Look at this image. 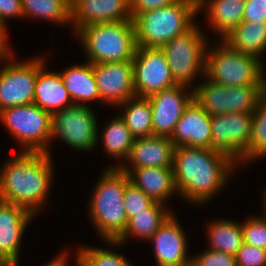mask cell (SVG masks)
<instances>
[{
  "label": "cell",
  "instance_id": "39",
  "mask_svg": "<svg viewBox=\"0 0 266 266\" xmlns=\"http://www.w3.org/2000/svg\"><path fill=\"white\" fill-rule=\"evenodd\" d=\"M23 17L21 0H0V20L6 24L8 18Z\"/></svg>",
  "mask_w": 266,
  "mask_h": 266
},
{
  "label": "cell",
  "instance_id": "30",
  "mask_svg": "<svg viewBox=\"0 0 266 266\" xmlns=\"http://www.w3.org/2000/svg\"><path fill=\"white\" fill-rule=\"evenodd\" d=\"M23 17H37L57 24H71L69 0H21Z\"/></svg>",
  "mask_w": 266,
  "mask_h": 266
},
{
  "label": "cell",
  "instance_id": "5",
  "mask_svg": "<svg viewBox=\"0 0 266 266\" xmlns=\"http://www.w3.org/2000/svg\"><path fill=\"white\" fill-rule=\"evenodd\" d=\"M75 34L92 64L132 61L138 47L133 21L95 23Z\"/></svg>",
  "mask_w": 266,
  "mask_h": 266
},
{
  "label": "cell",
  "instance_id": "34",
  "mask_svg": "<svg viewBox=\"0 0 266 266\" xmlns=\"http://www.w3.org/2000/svg\"><path fill=\"white\" fill-rule=\"evenodd\" d=\"M154 200L140 188L129 182L124 192V207L128 221L140 212H144Z\"/></svg>",
  "mask_w": 266,
  "mask_h": 266
},
{
  "label": "cell",
  "instance_id": "23",
  "mask_svg": "<svg viewBox=\"0 0 266 266\" xmlns=\"http://www.w3.org/2000/svg\"><path fill=\"white\" fill-rule=\"evenodd\" d=\"M245 3L246 0H198V12L208 8L209 25L222 40L243 22Z\"/></svg>",
  "mask_w": 266,
  "mask_h": 266
},
{
  "label": "cell",
  "instance_id": "29",
  "mask_svg": "<svg viewBox=\"0 0 266 266\" xmlns=\"http://www.w3.org/2000/svg\"><path fill=\"white\" fill-rule=\"evenodd\" d=\"M134 137L120 117L110 120L102 132L104 151L114 159L126 160L132 147Z\"/></svg>",
  "mask_w": 266,
  "mask_h": 266
},
{
  "label": "cell",
  "instance_id": "4",
  "mask_svg": "<svg viewBox=\"0 0 266 266\" xmlns=\"http://www.w3.org/2000/svg\"><path fill=\"white\" fill-rule=\"evenodd\" d=\"M197 13L198 0H180L139 15H131L137 46L161 48L191 30L196 25L194 18Z\"/></svg>",
  "mask_w": 266,
  "mask_h": 266
},
{
  "label": "cell",
  "instance_id": "11",
  "mask_svg": "<svg viewBox=\"0 0 266 266\" xmlns=\"http://www.w3.org/2000/svg\"><path fill=\"white\" fill-rule=\"evenodd\" d=\"M13 59L14 55L6 58L9 62L0 69V111L34 103L38 69L45 64L43 57L25 62Z\"/></svg>",
  "mask_w": 266,
  "mask_h": 266
},
{
  "label": "cell",
  "instance_id": "1",
  "mask_svg": "<svg viewBox=\"0 0 266 266\" xmlns=\"http://www.w3.org/2000/svg\"><path fill=\"white\" fill-rule=\"evenodd\" d=\"M236 166L231 157L211 148L176 147L172 169L177 192L187 202H209L228 184Z\"/></svg>",
  "mask_w": 266,
  "mask_h": 266
},
{
  "label": "cell",
  "instance_id": "19",
  "mask_svg": "<svg viewBox=\"0 0 266 266\" xmlns=\"http://www.w3.org/2000/svg\"><path fill=\"white\" fill-rule=\"evenodd\" d=\"M34 216L24 207L0 201V260L18 265L22 234Z\"/></svg>",
  "mask_w": 266,
  "mask_h": 266
},
{
  "label": "cell",
  "instance_id": "42",
  "mask_svg": "<svg viewBox=\"0 0 266 266\" xmlns=\"http://www.w3.org/2000/svg\"><path fill=\"white\" fill-rule=\"evenodd\" d=\"M0 266H18V265L9 261L0 260Z\"/></svg>",
  "mask_w": 266,
  "mask_h": 266
},
{
  "label": "cell",
  "instance_id": "25",
  "mask_svg": "<svg viewBox=\"0 0 266 266\" xmlns=\"http://www.w3.org/2000/svg\"><path fill=\"white\" fill-rule=\"evenodd\" d=\"M60 75L74 105H87L85 102L93 100L101 101L91 62L73 65L61 71Z\"/></svg>",
  "mask_w": 266,
  "mask_h": 266
},
{
  "label": "cell",
  "instance_id": "2",
  "mask_svg": "<svg viewBox=\"0 0 266 266\" xmlns=\"http://www.w3.org/2000/svg\"><path fill=\"white\" fill-rule=\"evenodd\" d=\"M0 171V201L26 208L34 215L44 206L51 181V154L20 152Z\"/></svg>",
  "mask_w": 266,
  "mask_h": 266
},
{
  "label": "cell",
  "instance_id": "24",
  "mask_svg": "<svg viewBox=\"0 0 266 266\" xmlns=\"http://www.w3.org/2000/svg\"><path fill=\"white\" fill-rule=\"evenodd\" d=\"M164 203L154 201L144 212H140L128 221V225L124 233L116 241H105L108 245L118 246L132 237L141 238L145 241L157 232L160 226L173 213L167 207H163Z\"/></svg>",
  "mask_w": 266,
  "mask_h": 266
},
{
  "label": "cell",
  "instance_id": "18",
  "mask_svg": "<svg viewBox=\"0 0 266 266\" xmlns=\"http://www.w3.org/2000/svg\"><path fill=\"white\" fill-rule=\"evenodd\" d=\"M179 146L211 148V116L193 98L169 137Z\"/></svg>",
  "mask_w": 266,
  "mask_h": 266
},
{
  "label": "cell",
  "instance_id": "40",
  "mask_svg": "<svg viewBox=\"0 0 266 266\" xmlns=\"http://www.w3.org/2000/svg\"><path fill=\"white\" fill-rule=\"evenodd\" d=\"M6 24H4L1 20H0V61H3L1 63H4V61L6 60V58H8L9 56H13V52H11L10 50V46H8L9 44L7 43V38H6ZM11 52V53H10Z\"/></svg>",
  "mask_w": 266,
  "mask_h": 266
},
{
  "label": "cell",
  "instance_id": "15",
  "mask_svg": "<svg viewBox=\"0 0 266 266\" xmlns=\"http://www.w3.org/2000/svg\"><path fill=\"white\" fill-rule=\"evenodd\" d=\"M187 86L175 85L148 98L152 110L153 135L170 137L181 118L185 107L194 98V90Z\"/></svg>",
  "mask_w": 266,
  "mask_h": 266
},
{
  "label": "cell",
  "instance_id": "41",
  "mask_svg": "<svg viewBox=\"0 0 266 266\" xmlns=\"http://www.w3.org/2000/svg\"><path fill=\"white\" fill-rule=\"evenodd\" d=\"M65 252H62L61 255H58L55 259L52 261H49L48 264L44 266H68V254Z\"/></svg>",
  "mask_w": 266,
  "mask_h": 266
},
{
  "label": "cell",
  "instance_id": "8",
  "mask_svg": "<svg viewBox=\"0 0 266 266\" xmlns=\"http://www.w3.org/2000/svg\"><path fill=\"white\" fill-rule=\"evenodd\" d=\"M195 25L184 35L178 36L166 44L163 50L172 77L177 85L191 86L193 79L205 76L207 39ZM199 73V74H198ZM192 81V82H191Z\"/></svg>",
  "mask_w": 266,
  "mask_h": 266
},
{
  "label": "cell",
  "instance_id": "36",
  "mask_svg": "<svg viewBox=\"0 0 266 266\" xmlns=\"http://www.w3.org/2000/svg\"><path fill=\"white\" fill-rule=\"evenodd\" d=\"M192 258L193 266H237L234 255L208 249Z\"/></svg>",
  "mask_w": 266,
  "mask_h": 266
},
{
  "label": "cell",
  "instance_id": "21",
  "mask_svg": "<svg viewBox=\"0 0 266 266\" xmlns=\"http://www.w3.org/2000/svg\"><path fill=\"white\" fill-rule=\"evenodd\" d=\"M120 170L127 173L130 182L154 201L164 203L172 194L177 192L172 167H142Z\"/></svg>",
  "mask_w": 266,
  "mask_h": 266
},
{
  "label": "cell",
  "instance_id": "13",
  "mask_svg": "<svg viewBox=\"0 0 266 266\" xmlns=\"http://www.w3.org/2000/svg\"><path fill=\"white\" fill-rule=\"evenodd\" d=\"M252 113L211 116V149L231 157L237 164L248 151Z\"/></svg>",
  "mask_w": 266,
  "mask_h": 266
},
{
  "label": "cell",
  "instance_id": "16",
  "mask_svg": "<svg viewBox=\"0 0 266 266\" xmlns=\"http://www.w3.org/2000/svg\"><path fill=\"white\" fill-rule=\"evenodd\" d=\"M132 21L130 0H74L71 23L74 33L95 23Z\"/></svg>",
  "mask_w": 266,
  "mask_h": 266
},
{
  "label": "cell",
  "instance_id": "22",
  "mask_svg": "<svg viewBox=\"0 0 266 266\" xmlns=\"http://www.w3.org/2000/svg\"><path fill=\"white\" fill-rule=\"evenodd\" d=\"M43 64L37 73L34 103L50 114L74 105L60 72H48Z\"/></svg>",
  "mask_w": 266,
  "mask_h": 266
},
{
  "label": "cell",
  "instance_id": "17",
  "mask_svg": "<svg viewBox=\"0 0 266 266\" xmlns=\"http://www.w3.org/2000/svg\"><path fill=\"white\" fill-rule=\"evenodd\" d=\"M174 215L172 213L149 239L154 245L157 266H188L192 264V257L187 256L185 232Z\"/></svg>",
  "mask_w": 266,
  "mask_h": 266
},
{
  "label": "cell",
  "instance_id": "10",
  "mask_svg": "<svg viewBox=\"0 0 266 266\" xmlns=\"http://www.w3.org/2000/svg\"><path fill=\"white\" fill-rule=\"evenodd\" d=\"M96 116L88 105H73L51 114L50 142L61 138L73 149L90 151L99 140Z\"/></svg>",
  "mask_w": 266,
  "mask_h": 266
},
{
  "label": "cell",
  "instance_id": "6",
  "mask_svg": "<svg viewBox=\"0 0 266 266\" xmlns=\"http://www.w3.org/2000/svg\"><path fill=\"white\" fill-rule=\"evenodd\" d=\"M220 45L207 48L205 76L209 80L225 86H266L264 63L261 60L237 52L224 41ZM209 49V50H208Z\"/></svg>",
  "mask_w": 266,
  "mask_h": 266
},
{
  "label": "cell",
  "instance_id": "12",
  "mask_svg": "<svg viewBox=\"0 0 266 266\" xmlns=\"http://www.w3.org/2000/svg\"><path fill=\"white\" fill-rule=\"evenodd\" d=\"M132 64L136 96L149 97L177 85L161 48L137 47Z\"/></svg>",
  "mask_w": 266,
  "mask_h": 266
},
{
  "label": "cell",
  "instance_id": "26",
  "mask_svg": "<svg viewBox=\"0 0 266 266\" xmlns=\"http://www.w3.org/2000/svg\"><path fill=\"white\" fill-rule=\"evenodd\" d=\"M222 41L237 52L261 60L260 57L266 50V22H242Z\"/></svg>",
  "mask_w": 266,
  "mask_h": 266
},
{
  "label": "cell",
  "instance_id": "9",
  "mask_svg": "<svg viewBox=\"0 0 266 266\" xmlns=\"http://www.w3.org/2000/svg\"><path fill=\"white\" fill-rule=\"evenodd\" d=\"M196 87V88H195ZM194 99L210 115L253 113L266 86H225L207 81L194 88Z\"/></svg>",
  "mask_w": 266,
  "mask_h": 266
},
{
  "label": "cell",
  "instance_id": "43",
  "mask_svg": "<svg viewBox=\"0 0 266 266\" xmlns=\"http://www.w3.org/2000/svg\"><path fill=\"white\" fill-rule=\"evenodd\" d=\"M263 195H264V204H263L264 208L263 209L265 210V211L263 210V212L266 213V191H265V193Z\"/></svg>",
  "mask_w": 266,
  "mask_h": 266
},
{
  "label": "cell",
  "instance_id": "33",
  "mask_svg": "<svg viewBox=\"0 0 266 266\" xmlns=\"http://www.w3.org/2000/svg\"><path fill=\"white\" fill-rule=\"evenodd\" d=\"M260 217H249L241 223L244 243L266 250V213Z\"/></svg>",
  "mask_w": 266,
  "mask_h": 266
},
{
  "label": "cell",
  "instance_id": "7",
  "mask_svg": "<svg viewBox=\"0 0 266 266\" xmlns=\"http://www.w3.org/2000/svg\"><path fill=\"white\" fill-rule=\"evenodd\" d=\"M0 120L22 145V152L50 154V113L31 103L3 109L0 111Z\"/></svg>",
  "mask_w": 266,
  "mask_h": 266
},
{
  "label": "cell",
  "instance_id": "32",
  "mask_svg": "<svg viewBox=\"0 0 266 266\" xmlns=\"http://www.w3.org/2000/svg\"><path fill=\"white\" fill-rule=\"evenodd\" d=\"M78 266H132L123 254L97 247H81L77 250Z\"/></svg>",
  "mask_w": 266,
  "mask_h": 266
},
{
  "label": "cell",
  "instance_id": "27",
  "mask_svg": "<svg viewBox=\"0 0 266 266\" xmlns=\"http://www.w3.org/2000/svg\"><path fill=\"white\" fill-rule=\"evenodd\" d=\"M119 107L125 108L120 117L125 121L126 127L134 138L153 135L152 110L148 97L134 96L118 105Z\"/></svg>",
  "mask_w": 266,
  "mask_h": 266
},
{
  "label": "cell",
  "instance_id": "20",
  "mask_svg": "<svg viewBox=\"0 0 266 266\" xmlns=\"http://www.w3.org/2000/svg\"><path fill=\"white\" fill-rule=\"evenodd\" d=\"M174 149V143L166 136L152 135L134 138L130 153L127 157L129 165L122 166V164H118L119 166L112 165L109 167L119 169L172 167Z\"/></svg>",
  "mask_w": 266,
  "mask_h": 266
},
{
  "label": "cell",
  "instance_id": "38",
  "mask_svg": "<svg viewBox=\"0 0 266 266\" xmlns=\"http://www.w3.org/2000/svg\"><path fill=\"white\" fill-rule=\"evenodd\" d=\"M180 0H130L131 15H139L146 11L174 4Z\"/></svg>",
  "mask_w": 266,
  "mask_h": 266
},
{
  "label": "cell",
  "instance_id": "14",
  "mask_svg": "<svg viewBox=\"0 0 266 266\" xmlns=\"http://www.w3.org/2000/svg\"><path fill=\"white\" fill-rule=\"evenodd\" d=\"M101 102L118 106L136 96L132 61L93 64Z\"/></svg>",
  "mask_w": 266,
  "mask_h": 266
},
{
  "label": "cell",
  "instance_id": "31",
  "mask_svg": "<svg viewBox=\"0 0 266 266\" xmlns=\"http://www.w3.org/2000/svg\"><path fill=\"white\" fill-rule=\"evenodd\" d=\"M263 156H266V89L262 92L257 108L252 113L249 148L239 162L245 163Z\"/></svg>",
  "mask_w": 266,
  "mask_h": 266
},
{
  "label": "cell",
  "instance_id": "28",
  "mask_svg": "<svg viewBox=\"0 0 266 266\" xmlns=\"http://www.w3.org/2000/svg\"><path fill=\"white\" fill-rule=\"evenodd\" d=\"M208 243L211 250L236 255L244 243L241 223L228 219L213 220L208 226Z\"/></svg>",
  "mask_w": 266,
  "mask_h": 266
},
{
  "label": "cell",
  "instance_id": "3",
  "mask_svg": "<svg viewBox=\"0 0 266 266\" xmlns=\"http://www.w3.org/2000/svg\"><path fill=\"white\" fill-rule=\"evenodd\" d=\"M100 178L88 207L90 219L103 241H116L128 225L124 192L130 180L119 168L109 167Z\"/></svg>",
  "mask_w": 266,
  "mask_h": 266
},
{
  "label": "cell",
  "instance_id": "35",
  "mask_svg": "<svg viewBox=\"0 0 266 266\" xmlns=\"http://www.w3.org/2000/svg\"><path fill=\"white\" fill-rule=\"evenodd\" d=\"M235 259L237 266H266V250L243 243Z\"/></svg>",
  "mask_w": 266,
  "mask_h": 266
},
{
  "label": "cell",
  "instance_id": "37",
  "mask_svg": "<svg viewBox=\"0 0 266 266\" xmlns=\"http://www.w3.org/2000/svg\"><path fill=\"white\" fill-rule=\"evenodd\" d=\"M243 22H266V0H246Z\"/></svg>",
  "mask_w": 266,
  "mask_h": 266
}]
</instances>
